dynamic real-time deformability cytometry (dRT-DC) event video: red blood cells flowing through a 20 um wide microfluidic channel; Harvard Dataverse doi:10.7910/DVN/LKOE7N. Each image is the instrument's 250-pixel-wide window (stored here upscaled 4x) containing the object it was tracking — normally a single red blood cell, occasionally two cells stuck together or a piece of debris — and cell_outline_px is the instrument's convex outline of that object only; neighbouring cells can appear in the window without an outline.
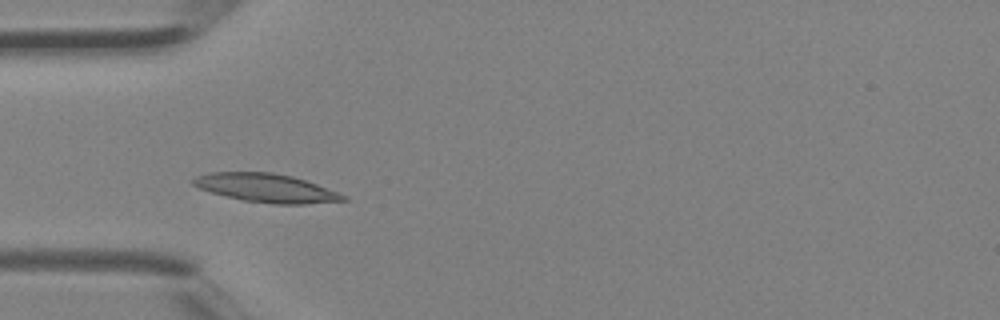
{"species": "Egyptian fruit bat (a non-hibernating species)", "species_latin": "Rousettus aegyptiacus", "temperature_condition": "room temperature", "stored_images_in_passage": 3, "camera_frame_rate_fps": 3000, "um_per_image_px": 0.085, "animal": {"sex": "female"}, "frame": {"image": 1, "passage_image": 3, "time_ms": 0.667, "image_size_px": [1000, 320], "cell_outline_px": [[348, 200], [304, 204], [272, 204], [244, 200], [212, 192], [200, 188], [192, 184], [192, 180], [196, 176], [208, 172], [272, 172], [292, 176], [316, 184], [348, 196]], "centroid_in_image_um": [22.64, 15.97], "position_along_channel_um": 62.4, "area_um2": 24.74}}